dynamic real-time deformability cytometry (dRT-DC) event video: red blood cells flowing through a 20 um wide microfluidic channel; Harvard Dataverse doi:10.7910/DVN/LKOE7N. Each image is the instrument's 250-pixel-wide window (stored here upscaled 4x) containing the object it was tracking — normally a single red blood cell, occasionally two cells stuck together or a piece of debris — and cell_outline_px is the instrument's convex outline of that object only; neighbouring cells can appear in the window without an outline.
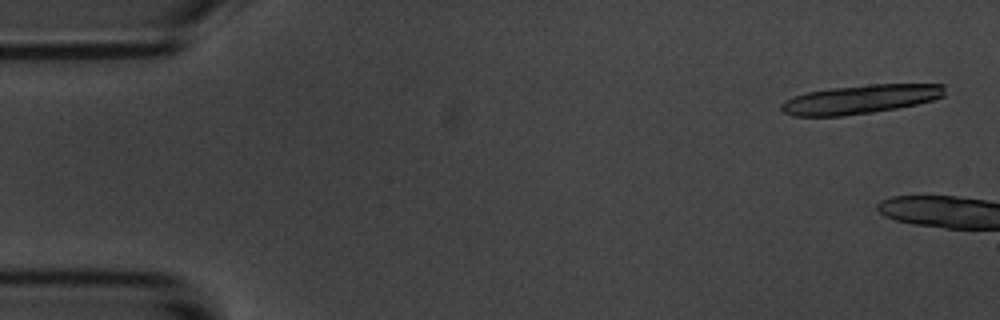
{"species": "common noctule bat (a hibernating species)", "species_latin": "Nyctalus noctula", "temperature_condition": "room temperature", "stored_images_in_passage": 5, "camera_frame_rate_fps": 3000, "um_per_image_px": 0.085, "animal": {"sex": "male", "body_mass_g": 20.1, "forearm_length_mm": 53.5}, "frame": {"image": 1, "passage_image": 2, "time_ms": 0.333, "image_size_px": [1000, 320], "cell_outline_px": [[944, 96], [932, 100], [916, 104], [896, 108], [872, 112], [844, 116], [792, 116], [784, 112], [780, 108], [780, 104], [784, 100], [808, 92], [832, 88], [872, 84], [944, 84]], "centroid_in_image_um": [73.11, 8.44], "position_along_channel_um": 11.9, "area_um2": 27.34}}